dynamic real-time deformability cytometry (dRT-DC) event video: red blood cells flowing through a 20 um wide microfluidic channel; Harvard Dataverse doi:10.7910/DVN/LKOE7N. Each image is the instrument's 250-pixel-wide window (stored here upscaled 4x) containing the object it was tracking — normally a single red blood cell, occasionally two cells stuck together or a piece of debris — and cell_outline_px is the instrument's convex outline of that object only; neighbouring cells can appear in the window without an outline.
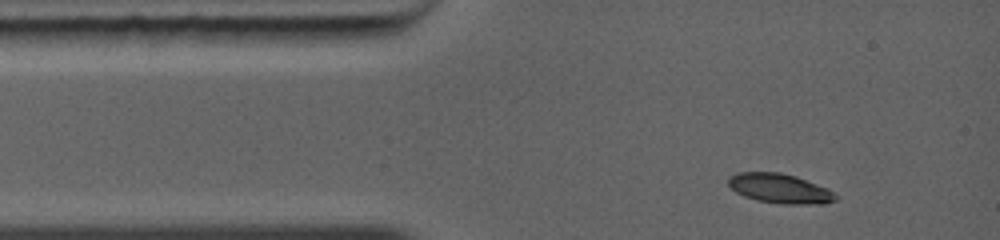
{"species": "common noctule bat (a hibernating species)", "species_latin": "Nyctalus noctula", "temperature_condition": "warm", "stored_images_in_passage": 4, "camera_frame_rate_fps": 5000, "um_per_image_px": 0.085, "animal": {"sex": "female", "body_mass_g": 19.0, "forearm_length_mm": 56.7}, "frame": {"image": 1, "passage_image": 1, "time_ms": 0.0, "image_size_px": [1000, 240], "cell_outline_px": [[836, 200], [824, 204], [780, 204], [756, 200], [744, 196], [736, 192], [728, 184], [728, 176], [736, 172], [780, 172], [796, 176], [828, 188], [836, 196]], "centroid_in_image_um": [66.26, 16.02], "position_along_channel_um": 18.7, "area_um2": 18.61}}
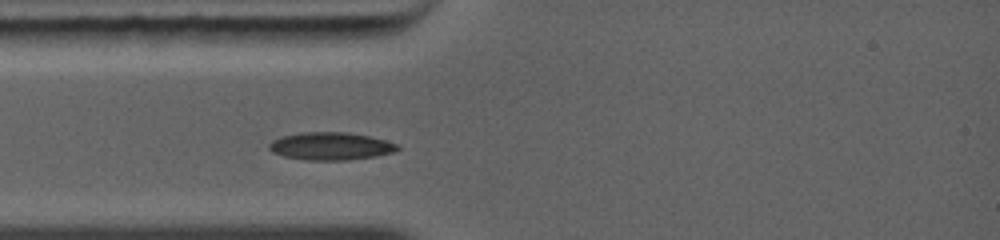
{"frame": {"image": 2, "passage_image": 3, "time_ms": 1.6, "image_size_px": [1000, 240], "cell_outline_px": [[400, 148], [396, 152], [376, 156], [348, 160], [308, 160], [284, 156], [272, 152], [268, 148], [268, 144], [272, 140], [284, 136], [304, 132], [344, 132], [368, 136], [384, 140], [396, 144]], "centroid_in_image_um": [28.11, 12.43], "position_along_channel_um": 56.9, "area_um2": 20.58}}
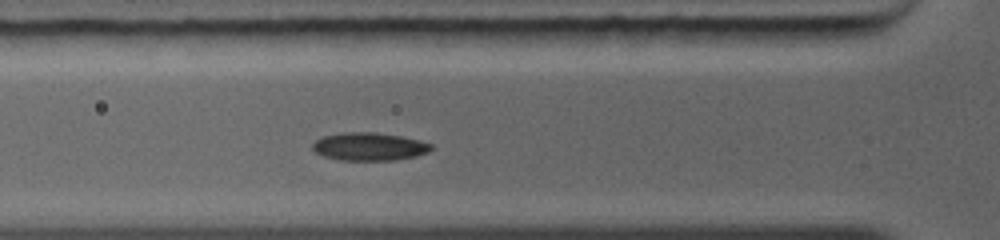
{"frame": {"image": 3, "passage_image": 4, "time_ms": 2.4, "image_size_px": [1000, 240], "cell_outline_px": [[432, 148], [428, 152], [416, 156], [396, 160], [340, 160], [324, 156], [316, 152], [312, 148], [312, 144], [316, 140], [324, 136], [348, 132], [376, 132], [400, 136], [420, 140], [432, 144]], "centroid_in_image_um": [31.41, 12.46], "position_along_channel_um": 94.4, "area_um2": 19.25}}